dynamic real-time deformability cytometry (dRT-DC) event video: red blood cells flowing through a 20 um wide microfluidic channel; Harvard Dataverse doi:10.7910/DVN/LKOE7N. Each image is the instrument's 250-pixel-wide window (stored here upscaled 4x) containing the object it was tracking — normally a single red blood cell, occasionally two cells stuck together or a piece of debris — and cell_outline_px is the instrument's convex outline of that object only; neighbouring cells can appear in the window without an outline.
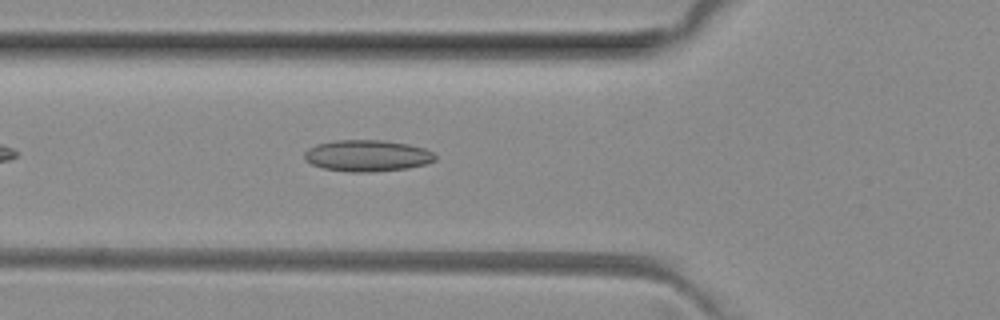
{"species": "common noctule bat (a hibernating species)", "species_latin": "Nyctalus noctula", "temperature_condition": "room temperature", "stored_images_in_passage": 34, "camera_frame_rate_fps": 3000, "um_per_image_px": 0.085, "animal": {"sex": "female", "body_mass_g": 29.2, "forearm_length_mm": 56.3}, "frame": {"image": 1, "passage_image": 6, "time_ms": 1.667, "image_size_px": [1000, 320], "cell_outline_px": [[436, 160], [428, 164], [408, 168], [372, 172], [348, 172], [324, 168], [312, 164], [304, 160], [304, 152], [308, 148], [316, 144], [336, 140], [384, 140], [408, 144], [424, 148], [432, 152], [436, 156]], "centroid_in_image_um": [31.22, 13.23], "position_along_channel_um": 94.6, "area_um2": 24.16}}
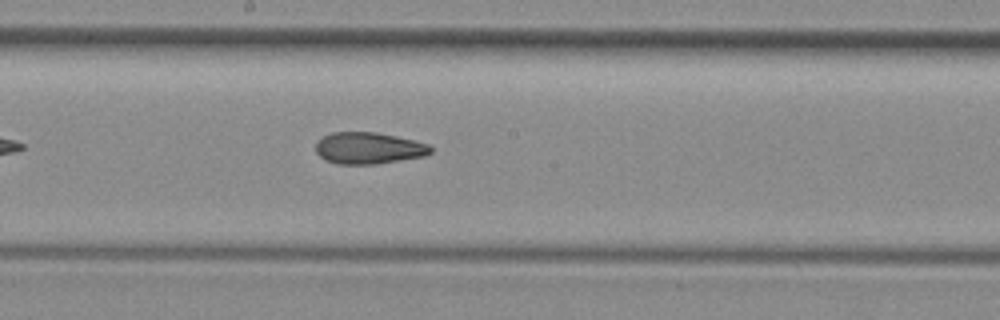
{"frame": {"image": 2, "passage_image": 15, "time_ms": 4.667, "image_size_px": [1000, 320], "cell_outline_px": [[432, 152], [424, 156], [376, 164], [336, 164], [324, 160], [316, 152], [316, 140], [332, 132], [376, 132], [396, 136], [428, 144], [432, 148]], "centroid_in_image_um": [31.3, 12.59], "position_along_channel_um": 216.9, "area_um2": 21.21}}
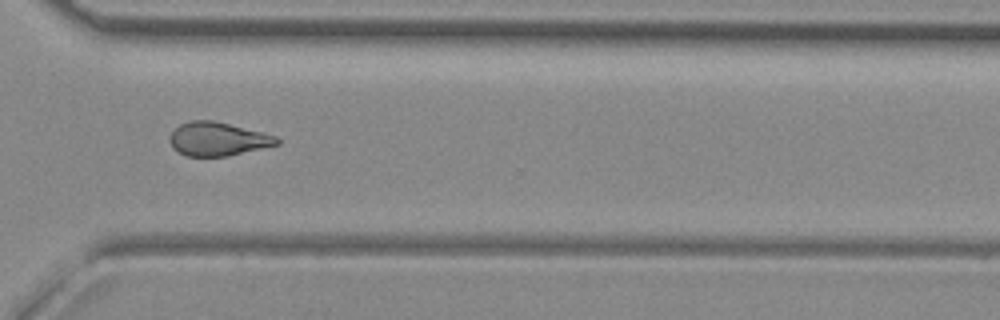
{"frame": {"image": 3, "passage_image": 25, "time_ms": 8.0, "image_size_px": [1000, 320], "cell_outline_px": [[280, 144], [228, 156], [188, 156], [172, 148], [168, 140], [168, 136], [180, 124], [192, 120], [212, 120], [276, 136], [280, 140]], "centroid_in_image_um": [18.48, 11.82], "position_along_channel_um": 352.1, "area_um2": 20.81}, "authors_computed_cell_mechanics": {"area_um2": 21.2126, "velocity_mm_per_s": 4.0602, "shape_relaxation_time_tau1_ms": null, "shape_relaxation_time_tau2_ms": 3.1397, "deformation_change_tau1": null, "deformation_change_tau2": 0.1022}}